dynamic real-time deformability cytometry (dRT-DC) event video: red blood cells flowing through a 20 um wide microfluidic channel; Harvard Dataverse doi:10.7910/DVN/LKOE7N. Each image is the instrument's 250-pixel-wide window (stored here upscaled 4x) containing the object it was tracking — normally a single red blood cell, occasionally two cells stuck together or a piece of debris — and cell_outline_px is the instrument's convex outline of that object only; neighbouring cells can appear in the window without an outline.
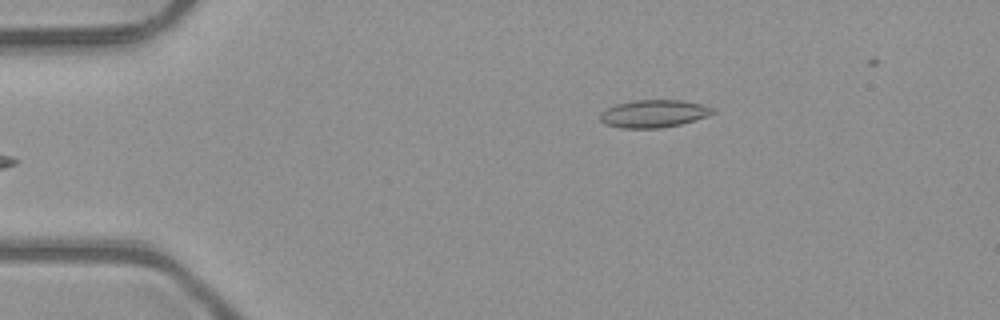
{"species": "common noctule bat (a hibernating species)", "species_latin": "Nyctalus noctula", "temperature_condition": "room temperature", "stored_images_in_passage": 5, "camera_frame_rate_fps": 3000, "um_per_image_px": 0.085, "animal": {"sex": "male", "body_mass_g": 23.1, "forearm_length_mm": 52.7}, "frame": {"image": 1, "passage_image": 5, "time_ms": 1.333, "image_size_px": [1000, 320], "cell_outline_px": [[716, 112], [708, 116], [680, 124], [660, 128], [620, 128], [604, 124], [600, 120], [600, 112], [616, 104], [636, 100], [680, 100], [700, 104], [716, 108]], "centroid_in_image_um": [55.57, 9.66], "position_along_channel_um": 29.4, "area_um2": 18.15}}